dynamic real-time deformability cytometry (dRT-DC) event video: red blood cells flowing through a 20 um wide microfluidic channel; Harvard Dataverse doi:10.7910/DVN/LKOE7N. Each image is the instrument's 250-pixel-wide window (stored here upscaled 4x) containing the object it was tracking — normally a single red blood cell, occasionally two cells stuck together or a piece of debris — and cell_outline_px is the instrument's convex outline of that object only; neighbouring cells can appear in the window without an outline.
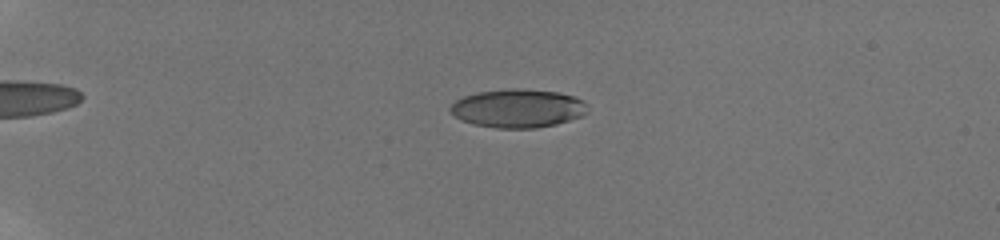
{"species": "human", "species_latin": "Homo sapiens", "temperature_condition": "room temperature", "stored_images_in_passage": 49, "camera_frame_rate_fps": 3000, "um_per_image_px": 0.085, "donor": {"sex": "male"}, "frame": {"image": 1, "passage_image": 8, "time_ms": 2.333, "image_size_px": [1000, 240], "cell_outline_px": [[588, 112], [580, 116], [556, 124], [536, 128], [496, 128], [476, 124], [460, 120], [448, 108], [456, 100], [464, 96], [476, 92], [508, 88], [520, 88], [560, 92], [584, 100], [588, 104]], "centroid_in_image_um": [44.04, 9.19], "position_along_channel_um": 41.0, "area_um2": 30.92}}
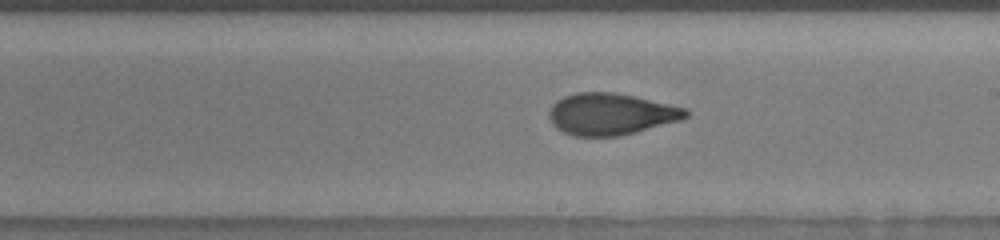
{"frame": {"image": 2, "passage_image": 29, "time_ms": 9.333, "image_size_px": [1000, 240], "cell_outline_px": [[688, 116], [680, 120], [636, 132], [620, 136], [572, 136], [556, 128], [552, 124], [548, 116], [548, 112], [552, 104], [556, 100], [564, 96], [576, 92], [616, 92], [636, 96], [688, 108]], "centroid_in_image_um": [51.91, 9.69], "position_along_channel_um": 237.1, "area_um2": 33.52}}
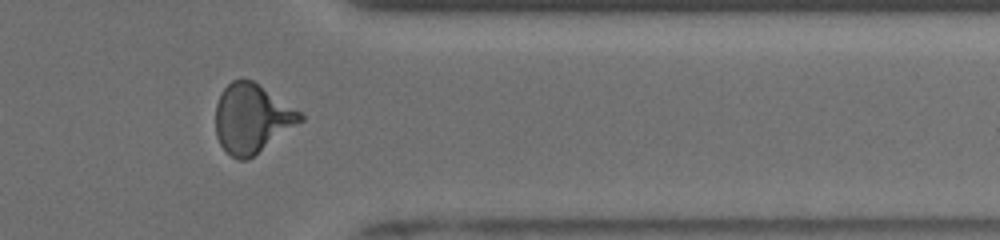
{"frame": {"image": 3, "passage_image": 41, "time_ms": 13.333, "image_size_px": [1000, 240], "cell_outline_px": [[304, 120], [248, 160], [240, 160], [232, 156], [220, 144], [216, 136], [216, 104], [220, 92], [232, 80], [252, 80], [300, 112], [304, 116]], "centroid_in_image_um": [21.39, 10.08], "position_along_channel_um": 390.0, "area_um2": 33.64}, "authors_computed_cell_mechanics": {"area_um2": 32.4836, "velocity_mm_per_s": 3.8929, "shape_relaxation_time_tau1_ms": 5.6618, "shape_relaxation_time_tau2_ms": 1.2457, "deformation_change_tau1": 0.21, "deformation_change_tau2": 0.0798}}